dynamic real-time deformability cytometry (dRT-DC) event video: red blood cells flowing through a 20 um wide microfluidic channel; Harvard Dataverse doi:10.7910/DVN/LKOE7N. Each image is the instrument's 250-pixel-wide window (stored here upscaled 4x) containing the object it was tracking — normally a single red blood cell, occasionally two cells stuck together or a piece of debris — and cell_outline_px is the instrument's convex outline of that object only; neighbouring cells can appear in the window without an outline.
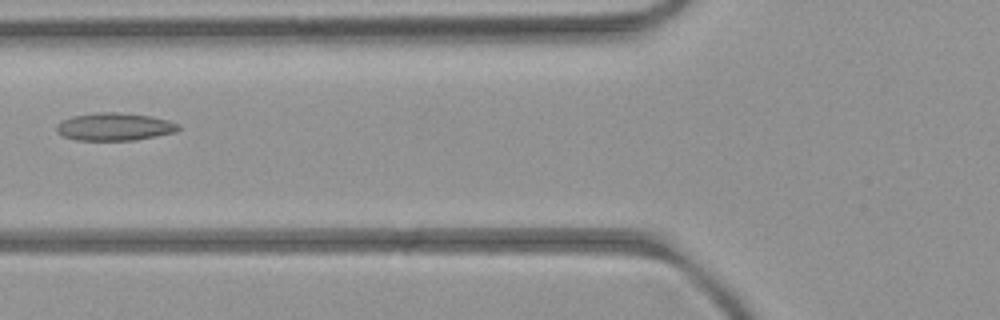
{"species": "common noctule bat (a hibernating species)", "species_latin": "Nyctalus noctula", "temperature_condition": "room temperature", "stored_images_in_passage": 5, "camera_frame_rate_fps": 3000, "um_per_image_px": 0.085, "animal": {"sex": "female", "body_mass_g": 21.9}, "frame": {"image": 1, "passage_image": 3, "time_ms": 2.333, "image_size_px": [1000, 320], "cell_outline_px": [[180, 128], [176, 132], [136, 140], [76, 140], [64, 136], [56, 132], [56, 124], [72, 116], [96, 112], [120, 112], [152, 116], [168, 120], [180, 124]], "centroid_in_image_um": [9.75, 10.77], "position_along_channel_um": 116.0, "area_um2": 19.83}}
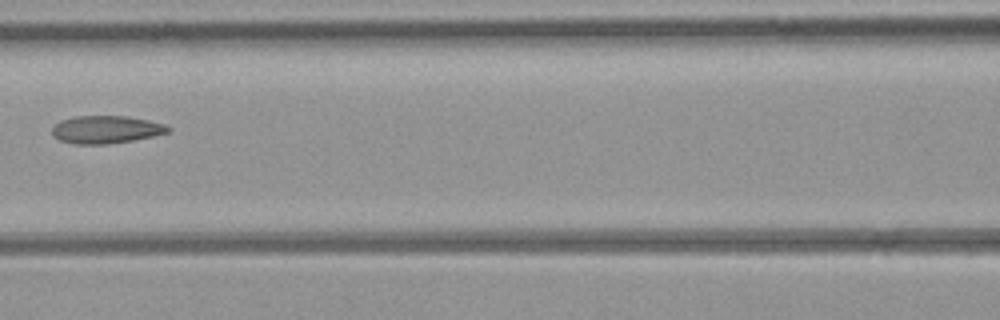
{"frame": {"image": 2, "passage_image": 4, "time_ms": 3.333, "image_size_px": [1000, 320], "cell_outline_px": [[172, 128], [168, 132], [152, 136], [132, 140], [108, 144], [76, 144], [60, 140], [52, 136], [52, 128], [60, 120], [76, 116], [128, 116], [148, 120], [164, 124]], "centroid_in_image_um": [8.99, 11.0], "position_along_channel_um": 157.6, "area_um2": 18.67}}
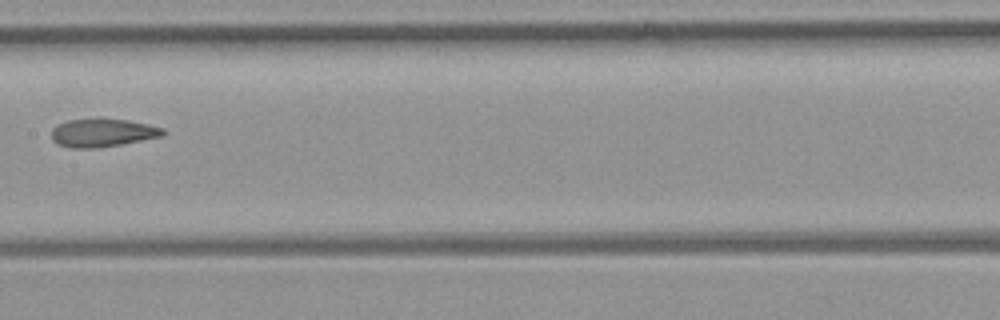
{"frame": {"image": 3, "passage_image": 5, "time_ms": 4.333, "image_size_px": [1000, 320], "cell_outline_px": [[168, 132], [164, 136], [120, 144], [96, 148], [68, 148], [56, 144], [52, 140], [52, 128], [68, 120], [128, 120], [148, 124], [164, 128]], "centroid_in_image_um": [8.74, 11.31], "position_along_channel_um": 198.7, "area_um2": 18.09}}